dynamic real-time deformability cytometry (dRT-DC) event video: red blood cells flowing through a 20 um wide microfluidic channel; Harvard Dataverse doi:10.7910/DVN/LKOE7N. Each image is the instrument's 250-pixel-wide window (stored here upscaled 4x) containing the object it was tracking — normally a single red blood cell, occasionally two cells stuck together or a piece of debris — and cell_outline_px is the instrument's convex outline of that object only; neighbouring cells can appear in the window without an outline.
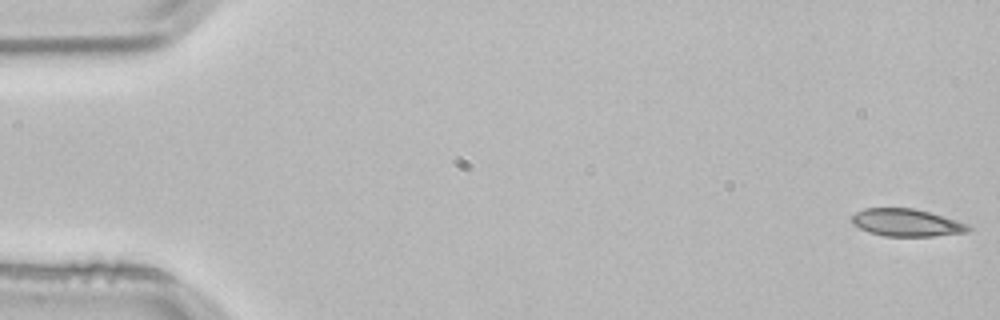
{"species": "common noctule bat (a hibernating species)", "species_latin": "Nyctalus noctula", "temperature_condition": "room temperature", "stored_images_in_passage": 16, "camera_frame_rate_fps": 3000, "um_per_image_px": 0.085, "animal": {"sex": "male", "body_mass_g": 21.5, "forearm_length_mm": 52.0}, "frame": {"image": 1, "passage_image": 1, "time_ms": 0.0, "image_size_px": [1000, 320], "cell_outline_px": [[972, 228], [968, 232], [932, 236], [884, 236], [868, 232], [852, 224], [852, 216], [856, 212], [864, 208], [912, 208], [928, 212], [968, 224]], "centroid_in_image_um": [77.03, 18.93], "position_along_channel_um": 8.0, "area_um2": 18.5}}
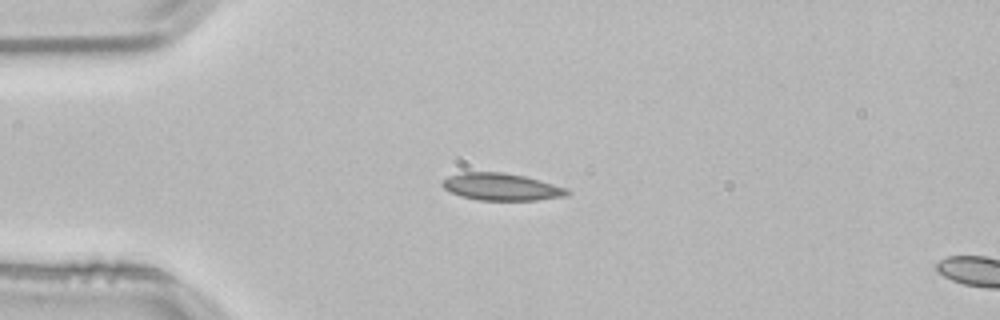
{"frame": {"image": 2, "passage_image": 13, "time_ms": 4.0, "image_size_px": [1000, 320], "cell_outline_px": [[572, 192], [568, 196], [536, 200], [476, 200], [460, 196], [444, 188], [440, 184], [440, 180], [448, 176], [460, 172], [504, 172], [524, 176], [540, 180], [568, 188]], "centroid_in_image_um": [42.62, 15.88], "position_along_channel_um": 42.4, "area_um2": 20.06}}